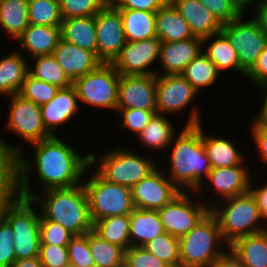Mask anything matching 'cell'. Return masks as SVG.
<instances>
[{
    "mask_svg": "<svg viewBox=\"0 0 267 267\" xmlns=\"http://www.w3.org/2000/svg\"><path fill=\"white\" fill-rule=\"evenodd\" d=\"M21 154L17 155L6 167L8 187L18 196L32 199L41 205V215L46 220L60 223L74 236L85 235L93 230L89 212V202L85 187L78 184L69 188L45 190L44 197L29 190L28 165ZM41 196V197H40Z\"/></svg>",
    "mask_w": 267,
    "mask_h": 267,
    "instance_id": "cell-1",
    "label": "cell"
},
{
    "mask_svg": "<svg viewBox=\"0 0 267 267\" xmlns=\"http://www.w3.org/2000/svg\"><path fill=\"white\" fill-rule=\"evenodd\" d=\"M37 175L47 189L69 188L80 184V177L95 163L93 154L80 156L72 147L53 135L32 143Z\"/></svg>",
    "mask_w": 267,
    "mask_h": 267,
    "instance_id": "cell-2",
    "label": "cell"
},
{
    "mask_svg": "<svg viewBox=\"0 0 267 267\" xmlns=\"http://www.w3.org/2000/svg\"><path fill=\"white\" fill-rule=\"evenodd\" d=\"M197 109L192 110L188 123L182 130L171 155V173L168 177L179 188L180 184L200 191L202 177L209 175L212 166L202 141V127Z\"/></svg>",
    "mask_w": 267,
    "mask_h": 267,
    "instance_id": "cell-3",
    "label": "cell"
},
{
    "mask_svg": "<svg viewBox=\"0 0 267 267\" xmlns=\"http://www.w3.org/2000/svg\"><path fill=\"white\" fill-rule=\"evenodd\" d=\"M32 199L16 195L9 187L0 196V215L14 233L16 260L39 256L40 215L32 209Z\"/></svg>",
    "mask_w": 267,
    "mask_h": 267,
    "instance_id": "cell-4",
    "label": "cell"
},
{
    "mask_svg": "<svg viewBox=\"0 0 267 267\" xmlns=\"http://www.w3.org/2000/svg\"><path fill=\"white\" fill-rule=\"evenodd\" d=\"M225 200L227 204L225 209L214 207L210 208V212L215 216L222 242L225 241L227 246L236 239L267 230L257 225L263 218L257 200L251 191Z\"/></svg>",
    "mask_w": 267,
    "mask_h": 267,
    "instance_id": "cell-5",
    "label": "cell"
},
{
    "mask_svg": "<svg viewBox=\"0 0 267 267\" xmlns=\"http://www.w3.org/2000/svg\"><path fill=\"white\" fill-rule=\"evenodd\" d=\"M221 239L218 222L209 211L192 230L179 238L180 267H211L224 252L216 247Z\"/></svg>",
    "mask_w": 267,
    "mask_h": 267,
    "instance_id": "cell-6",
    "label": "cell"
},
{
    "mask_svg": "<svg viewBox=\"0 0 267 267\" xmlns=\"http://www.w3.org/2000/svg\"><path fill=\"white\" fill-rule=\"evenodd\" d=\"M83 185L92 223L110 216L131 214L135 209L131 189L105 180L98 172Z\"/></svg>",
    "mask_w": 267,
    "mask_h": 267,
    "instance_id": "cell-7",
    "label": "cell"
},
{
    "mask_svg": "<svg viewBox=\"0 0 267 267\" xmlns=\"http://www.w3.org/2000/svg\"><path fill=\"white\" fill-rule=\"evenodd\" d=\"M120 77L111 63H102L73 81L78 100L99 108L117 109Z\"/></svg>",
    "mask_w": 267,
    "mask_h": 267,
    "instance_id": "cell-8",
    "label": "cell"
},
{
    "mask_svg": "<svg viewBox=\"0 0 267 267\" xmlns=\"http://www.w3.org/2000/svg\"><path fill=\"white\" fill-rule=\"evenodd\" d=\"M99 162L97 172L105 180L130 189L156 169L150 159L124 149L105 154Z\"/></svg>",
    "mask_w": 267,
    "mask_h": 267,
    "instance_id": "cell-9",
    "label": "cell"
},
{
    "mask_svg": "<svg viewBox=\"0 0 267 267\" xmlns=\"http://www.w3.org/2000/svg\"><path fill=\"white\" fill-rule=\"evenodd\" d=\"M241 19L242 16L224 24L221 32L237 51L240 69L247 74L267 47V35L255 18L247 22Z\"/></svg>",
    "mask_w": 267,
    "mask_h": 267,
    "instance_id": "cell-10",
    "label": "cell"
},
{
    "mask_svg": "<svg viewBox=\"0 0 267 267\" xmlns=\"http://www.w3.org/2000/svg\"><path fill=\"white\" fill-rule=\"evenodd\" d=\"M188 194L181 191L163 208L157 210L165 232L182 237L192 230L198 222L210 211L207 205L192 203Z\"/></svg>",
    "mask_w": 267,
    "mask_h": 267,
    "instance_id": "cell-11",
    "label": "cell"
},
{
    "mask_svg": "<svg viewBox=\"0 0 267 267\" xmlns=\"http://www.w3.org/2000/svg\"><path fill=\"white\" fill-rule=\"evenodd\" d=\"M98 57L111 63L126 44L120 11L109 1L96 15Z\"/></svg>",
    "mask_w": 267,
    "mask_h": 267,
    "instance_id": "cell-12",
    "label": "cell"
},
{
    "mask_svg": "<svg viewBox=\"0 0 267 267\" xmlns=\"http://www.w3.org/2000/svg\"><path fill=\"white\" fill-rule=\"evenodd\" d=\"M11 97L7 128L22 136L29 143L50 138L52 135L44 127L40 105L19 94Z\"/></svg>",
    "mask_w": 267,
    "mask_h": 267,
    "instance_id": "cell-13",
    "label": "cell"
},
{
    "mask_svg": "<svg viewBox=\"0 0 267 267\" xmlns=\"http://www.w3.org/2000/svg\"><path fill=\"white\" fill-rule=\"evenodd\" d=\"M157 111L156 75H121L117 110Z\"/></svg>",
    "mask_w": 267,
    "mask_h": 267,
    "instance_id": "cell-14",
    "label": "cell"
},
{
    "mask_svg": "<svg viewBox=\"0 0 267 267\" xmlns=\"http://www.w3.org/2000/svg\"><path fill=\"white\" fill-rule=\"evenodd\" d=\"M161 41L156 38L127 41L111 62L120 75H156L147 67L159 58Z\"/></svg>",
    "mask_w": 267,
    "mask_h": 267,
    "instance_id": "cell-15",
    "label": "cell"
},
{
    "mask_svg": "<svg viewBox=\"0 0 267 267\" xmlns=\"http://www.w3.org/2000/svg\"><path fill=\"white\" fill-rule=\"evenodd\" d=\"M180 192L158 168L131 188L133 203L137 209L159 210Z\"/></svg>",
    "mask_w": 267,
    "mask_h": 267,
    "instance_id": "cell-16",
    "label": "cell"
},
{
    "mask_svg": "<svg viewBox=\"0 0 267 267\" xmlns=\"http://www.w3.org/2000/svg\"><path fill=\"white\" fill-rule=\"evenodd\" d=\"M197 90L181 75L156 74L157 113L176 112L192 101Z\"/></svg>",
    "mask_w": 267,
    "mask_h": 267,
    "instance_id": "cell-17",
    "label": "cell"
},
{
    "mask_svg": "<svg viewBox=\"0 0 267 267\" xmlns=\"http://www.w3.org/2000/svg\"><path fill=\"white\" fill-rule=\"evenodd\" d=\"M52 55L72 81L92 72L104 63L96 53L63 39H60Z\"/></svg>",
    "mask_w": 267,
    "mask_h": 267,
    "instance_id": "cell-18",
    "label": "cell"
},
{
    "mask_svg": "<svg viewBox=\"0 0 267 267\" xmlns=\"http://www.w3.org/2000/svg\"><path fill=\"white\" fill-rule=\"evenodd\" d=\"M175 9L188 23L194 36L200 37L204 42L222 31V24L198 0H170Z\"/></svg>",
    "mask_w": 267,
    "mask_h": 267,
    "instance_id": "cell-19",
    "label": "cell"
},
{
    "mask_svg": "<svg viewBox=\"0 0 267 267\" xmlns=\"http://www.w3.org/2000/svg\"><path fill=\"white\" fill-rule=\"evenodd\" d=\"M203 40L200 37L175 42H161L159 59L165 73L182 74L186 66L202 52Z\"/></svg>",
    "mask_w": 267,
    "mask_h": 267,
    "instance_id": "cell-20",
    "label": "cell"
},
{
    "mask_svg": "<svg viewBox=\"0 0 267 267\" xmlns=\"http://www.w3.org/2000/svg\"><path fill=\"white\" fill-rule=\"evenodd\" d=\"M78 96L75 87L60 88L56 96L40 106L42 121L46 130L53 136L56 126L73 117L78 109Z\"/></svg>",
    "mask_w": 267,
    "mask_h": 267,
    "instance_id": "cell-21",
    "label": "cell"
},
{
    "mask_svg": "<svg viewBox=\"0 0 267 267\" xmlns=\"http://www.w3.org/2000/svg\"><path fill=\"white\" fill-rule=\"evenodd\" d=\"M208 178L215 191L225 199L245 194L251 189L247 168L242 164L212 168Z\"/></svg>",
    "mask_w": 267,
    "mask_h": 267,
    "instance_id": "cell-22",
    "label": "cell"
},
{
    "mask_svg": "<svg viewBox=\"0 0 267 267\" xmlns=\"http://www.w3.org/2000/svg\"><path fill=\"white\" fill-rule=\"evenodd\" d=\"M155 25L157 38L161 42L182 41L195 37L188 23L169 1L156 11Z\"/></svg>",
    "mask_w": 267,
    "mask_h": 267,
    "instance_id": "cell-23",
    "label": "cell"
},
{
    "mask_svg": "<svg viewBox=\"0 0 267 267\" xmlns=\"http://www.w3.org/2000/svg\"><path fill=\"white\" fill-rule=\"evenodd\" d=\"M61 39L60 26H42L29 24L17 39L21 48L30 52L31 57L51 55Z\"/></svg>",
    "mask_w": 267,
    "mask_h": 267,
    "instance_id": "cell-24",
    "label": "cell"
},
{
    "mask_svg": "<svg viewBox=\"0 0 267 267\" xmlns=\"http://www.w3.org/2000/svg\"><path fill=\"white\" fill-rule=\"evenodd\" d=\"M61 39L98 55L95 16L63 19Z\"/></svg>",
    "mask_w": 267,
    "mask_h": 267,
    "instance_id": "cell-25",
    "label": "cell"
},
{
    "mask_svg": "<svg viewBox=\"0 0 267 267\" xmlns=\"http://www.w3.org/2000/svg\"><path fill=\"white\" fill-rule=\"evenodd\" d=\"M164 232L157 210L135 208L130 214L131 246H143Z\"/></svg>",
    "mask_w": 267,
    "mask_h": 267,
    "instance_id": "cell-26",
    "label": "cell"
},
{
    "mask_svg": "<svg viewBox=\"0 0 267 267\" xmlns=\"http://www.w3.org/2000/svg\"><path fill=\"white\" fill-rule=\"evenodd\" d=\"M228 248L245 267H267V230L236 239Z\"/></svg>",
    "mask_w": 267,
    "mask_h": 267,
    "instance_id": "cell-27",
    "label": "cell"
},
{
    "mask_svg": "<svg viewBox=\"0 0 267 267\" xmlns=\"http://www.w3.org/2000/svg\"><path fill=\"white\" fill-rule=\"evenodd\" d=\"M121 14L126 41L156 38L155 14L143 10L118 9Z\"/></svg>",
    "mask_w": 267,
    "mask_h": 267,
    "instance_id": "cell-28",
    "label": "cell"
},
{
    "mask_svg": "<svg viewBox=\"0 0 267 267\" xmlns=\"http://www.w3.org/2000/svg\"><path fill=\"white\" fill-rule=\"evenodd\" d=\"M26 59L16 52L0 60V94H18L29 73Z\"/></svg>",
    "mask_w": 267,
    "mask_h": 267,
    "instance_id": "cell-29",
    "label": "cell"
},
{
    "mask_svg": "<svg viewBox=\"0 0 267 267\" xmlns=\"http://www.w3.org/2000/svg\"><path fill=\"white\" fill-rule=\"evenodd\" d=\"M93 231L102 239L127 250L130 241V214L103 218L93 223Z\"/></svg>",
    "mask_w": 267,
    "mask_h": 267,
    "instance_id": "cell-30",
    "label": "cell"
},
{
    "mask_svg": "<svg viewBox=\"0 0 267 267\" xmlns=\"http://www.w3.org/2000/svg\"><path fill=\"white\" fill-rule=\"evenodd\" d=\"M29 0H3L0 3V25L17 40L29 26Z\"/></svg>",
    "mask_w": 267,
    "mask_h": 267,
    "instance_id": "cell-31",
    "label": "cell"
},
{
    "mask_svg": "<svg viewBox=\"0 0 267 267\" xmlns=\"http://www.w3.org/2000/svg\"><path fill=\"white\" fill-rule=\"evenodd\" d=\"M202 141L212 168L243 164L244 156L241 155L230 140L212 136L206 137L202 130Z\"/></svg>",
    "mask_w": 267,
    "mask_h": 267,
    "instance_id": "cell-32",
    "label": "cell"
},
{
    "mask_svg": "<svg viewBox=\"0 0 267 267\" xmlns=\"http://www.w3.org/2000/svg\"><path fill=\"white\" fill-rule=\"evenodd\" d=\"M89 249L95 267H119L124 264L125 250L89 231Z\"/></svg>",
    "mask_w": 267,
    "mask_h": 267,
    "instance_id": "cell-33",
    "label": "cell"
},
{
    "mask_svg": "<svg viewBox=\"0 0 267 267\" xmlns=\"http://www.w3.org/2000/svg\"><path fill=\"white\" fill-rule=\"evenodd\" d=\"M216 65L201 52L181 74L198 92L201 87L212 85L218 77Z\"/></svg>",
    "mask_w": 267,
    "mask_h": 267,
    "instance_id": "cell-34",
    "label": "cell"
},
{
    "mask_svg": "<svg viewBox=\"0 0 267 267\" xmlns=\"http://www.w3.org/2000/svg\"><path fill=\"white\" fill-rule=\"evenodd\" d=\"M217 37L208 47L205 54L216 65L218 71L226 69H236L240 73L246 75L241 69L239 64V57L237 51L231 46L228 38L222 33H217Z\"/></svg>",
    "mask_w": 267,
    "mask_h": 267,
    "instance_id": "cell-35",
    "label": "cell"
},
{
    "mask_svg": "<svg viewBox=\"0 0 267 267\" xmlns=\"http://www.w3.org/2000/svg\"><path fill=\"white\" fill-rule=\"evenodd\" d=\"M36 59L34 70L29 69V74L59 88H67L73 85V81L61 68L55 57L51 55H40L33 57Z\"/></svg>",
    "mask_w": 267,
    "mask_h": 267,
    "instance_id": "cell-36",
    "label": "cell"
},
{
    "mask_svg": "<svg viewBox=\"0 0 267 267\" xmlns=\"http://www.w3.org/2000/svg\"><path fill=\"white\" fill-rule=\"evenodd\" d=\"M170 120L156 113L149 120L148 125L139 134V138L142 143L146 144L148 147L152 148H164L172 142L174 138L173 127Z\"/></svg>",
    "mask_w": 267,
    "mask_h": 267,
    "instance_id": "cell-37",
    "label": "cell"
},
{
    "mask_svg": "<svg viewBox=\"0 0 267 267\" xmlns=\"http://www.w3.org/2000/svg\"><path fill=\"white\" fill-rule=\"evenodd\" d=\"M143 247L170 267H180V241L178 237L164 232L148 241Z\"/></svg>",
    "mask_w": 267,
    "mask_h": 267,
    "instance_id": "cell-38",
    "label": "cell"
},
{
    "mask_svg": "<svg viewBox=\"0 0 267 267\" xmlns=\"http://www.w3.org/2000/svg\"><path fill=\"white\" fill-rule=\"evenodd\" d=\"M29 23L42 26H61L60 4L50 0H29Z\"/></svg>",
    "mask_w": 267,
    "mask_h": 267,
    "instance_id": "cell-39",
    "label": "cell"
},
{
    "mask_svg": "<svg viewBox=\"0 0 267 267\" xmlns=\"http://www.w3.org/2000/svg\"><path fill=\"white\" fill-rule=\"evenodd\" d=\"M59 90L58 86L39 80L28 73L18 94L41 106L50 102Z\"/></svg>",
    "mask_w": 267,
    "mask_h": 267,
    "instance_id": "cell-40",
    "label": "cell"
},
{
    "mask_svg": "<svg viewBox=\"0 0 267 267\" xmlns=\"http://www.w3.org/2000/svg\"><path fill=\"white\" fill-rule=\"evenodd\" d=\"M110 0H62V19L95 16Z\"/></svg>",
    "mask_w": 267,
    "mask_h": 267,
    "instance_id": "cell-41",
    "label": "cell"
},
{
    "mask_svg": "<svg viewBox=\"0 0 267 267\" xmlns=\"http://www.w3.org/2000/svg\"><path fill=\"white\" fill-rule=\"evenodd\" d=\"M73 237L60 223L46 220L40 214V244L68 246Z\"/></svg>",
    "mask_w": 267,
    "mask_h": 267,
    "instance_id": "cell-42",
    "label": "cell"
},
{
    "mask_svg": "<svg viewBox=\"0 0 267 267\" xmlns=\"http://www.w3.org/2000/svg\"><path fill=\"white\" fill-rule=\"evenodd\" d=\"M68 255L71 265L77 267H95L93 256L89 249V232L74 236L68 244Z\"/></svg>",
    "mask_w": 267,
    "mask_h": 267,
    "instance_id": "cell-43",
    "label": "cell"
},
{
    "mask_svg": "<svg viewBox=\"0 0 267 267\" xmlns=\"http://www.w3.org/2000/svg\"><path fill=\"white\" fill-rule=\"evenodd\" d=\"M220 21L227 24L243 16L244 12L234 0H198Z\"/></svg>",
    "mask_w": 267,
    "mask_h": 267,
    "instance_id": "cell-44",
    "label": "cell"
},
{
    "mask_svg": "<svg viewBox=\"0 0 267 267\" xmlns=\"http://www.w3.org/2000/svg\"><path fill=\"white\" fill-rule=\"evenodd\" d=\"M124 263L128 267H170L143 246H131L125 250Z\"/></svg>",
    "mask_w": 267,
    "mask_h": 267,
    "instance_id": "cell-45",
    "label": "cell"
},
{
    "mask_svg": "<svg viewBox=\"0 0 267 267\" xmlns=\"http://www.w3.org/2000/svg\"><path fill=\"white\" fill-rule=\"evenodd\" d=\"M15 260L14 233L10 224L0 215V267H10Z\"/></svg>",
    "mask_w": 267,
    "mask_h": 267,
    "instance_id": "cell-46",
    "label": "cell"
},
{
    "mask_svg": "<svg viewBox=\"0 0 267 267\" xmlns=\"http://www.w3.org/2000/svg\"><path fill=\"white\" fill-rule=\"evenodd\" d=\"M67 247L40 244L39 257L43 267H67L70 264Z\"/></svg>",
    "mask_w": 267,
    "mask_h": 267,
    "instance_id": "cell-47",
    "label": "cell"
},
{
    "mask_svg": "<svg viewBox=\"0 0 267 267\" xmlns=\"http://www.w3.org/2000/svg\"><path fill=\"white\" fill-rule=\"evenodd\" d=\"M119 115H122L123 120L120 124L122 127L129 128L134 133L139 135L142 130L148 125L149 120L157 111H147L141 109H125L117 110Z\"/></svg>",
    "mask_w": 267,
    "mask_h": 267,
    "instance_id": "cell-48",
    "label": "cell"
},
{
    "mask_svg": "<svg viewBox=\"0 0 267 267\" xmlns=\"http://www.w3.org/2000/svg\"><path fill=\"white\" fill-rule=\"evenodd\" d=\"M117 9L143 10L156 12L163 7L168 0H110Z\"/></svg>",
    "mask_w": 267,
    "mask_h": 267,
    "instance_id": "cell-49",
    "label": "cell"
},
{
    "mask_svg": "<svg viewBox=\"0 0 267 267\" xmlns=\"http://www.w3.org/2000/svg\"><path fill=\"white\" fill-rule=\"evenodd\" d=\"M257 85L267 84V47L258 56L253 68L245 75Z\"/></svg>",
    "mask_w": 267,
    "mask_h": 267,
    "instance_id": "cell-50",
    "label": "cell"
},
{
    "mask_svg": "<svg viewBox=\"0 0 267 267\" xmlns=\"http://www.w3.org/2000/svg\"><path fill=\"white\" fill-rule=\"evenodd\" d=\"M251 129L259 154L267 162V127L255 121Z\"/></svg>",
    "mask_w": 267,
    "mask_h": 267,
    "instance_id": "cell-51",
    "label": "cell"
},
{
    "mask_svg": "<svg viewBox=\"0 0 267 267\" xmlns=\"http://www.w3.org/2000/svg\"><path fill=\"white\" fill-rule=\"evenodd\" d=\"M17 147H11L0 138V167H6L17 155L22 154Z\"/></svg>",
    "mask_w": 267,
    "mask_h": 267,
    "instance_id": "cell-52",
    "label": "cell"
},
{
    "mask_svg": "<svg viewBox=\"0 0 267 267\" xmlns=\"http://www.w3.org/2000/svg\"><path fill=\"white\" fill-rule=\"evenodd\" d=\"M223 252L211 267H245L241 260L235 255V253Z\"/></svg>",
    "mask_w": 267,
    "mask_h": 267,
    "instance_id": "cell-53",
    "label": "cell"
},
{
    "mask_svg": "<svg viewBox=\"0 0 267 267\" xmlns=\"http://www.w3.org/2000/svg\"><path fill=\"white\" fill-rule=\"evenodd\" d=\"M250 191L252 192V194L255 196L256 200H257V204L259 206V210L261 213V217L263 219H267V185H265L264 187H259V188H252L251 185V189Z\"/></svg>",
    "mask_w": 267,
    "mask_h": 267,
    "instance_id": "cell-54",
    "label": "cell"
},
{
    "mask_svg": "<svg viewBox=\"0 0 267 267\" xmlns=\"http://www.w3.org/2000/svg\"><path fill=\"white\" fill-rule=\"evenodd\" d=\"M260 25V28L267 35V0L258 4L257 12L254 17Z\"/></svg>",
    "mask_w": 267,
    "mask_h": 267,
    "instance_id": "cell-55",
    "label": "cell"
},
{
    "mask_svg": "<svg viewBox=\"0 0 267 267\" xmlns=\"http://www.w3.org/2000/svg\"><path fill=\"white\" fill-rule=\"evenodd\" d=\"M10 267H43L40 257L15 260Z\"/></svg>",
    "mask_w": 267,
    "mask_h": 267,
    "instance_id": "cell-56",
    "label": "cell"
},
{
    "mask_svg": "<svg viewBox=\"0 0 267 267\" xmlns=\"http://www.w3.org/2000/svg\"><path fill=\"white\" fill-rule=\"evenodd\" d=\"M261 87H264V89L266 90V95L262 109L260 110V114L258 115V118L255 119V121L267 127V84H263L261 85Z\"/></svg>",
    "mask_w": 267,
    "mask_h": 267,
    "instance_id": "cell-57",
    "label": "cell"
},
{
    "mask_svg": "<svg viewBox=\"0 0 267 267\" xmlns=\"http://www.w3.org/2000/svg\"><path fill=\"white\" fill-rule=\"evenodd\" d=\"M8 188V169L7 167H0V196Z\"/></svg>",
    "mask_w": 267,
    "mask_h": 267,
    "instance_id": "cell-58",
    "label": "cell"
},
{
    "mask_svg": "<svg viewBox=\"0 0 267 267\" xmlns=\"http://www.w3.org/2000/svg\"><path fill=\"white\" fill-rule=\"evenodd\" d=\"M237 5L242 9V11L244 12L245 7L247 6V4H250L252 1L254 0H234ZM266 1V0H263Z\"/></svg>",
    "mask_w": 267,
    "mask_h": 267,
    "instance_id": "cell-59",
    "label": "cell"
},
{
    "mask_svg": "<svg viewBox=\"0 0 267 267\" xmlns=\"http://www.w3.org/2000/svg\"><path fill=\"white\" fill-rule=\"evenodd\" d=\"M50 1H53V2H56V3H59L62 1V0H50Z\"/></svg>",
    "mask_w": 267,
    "mask_h": 267,
    "instance_id": "cell-60",
    "label": "cell"
},
{
    "mask_svg": "<svg viewBox=\"0 0 267 267\" xmlns=\"http://www.w3.org/2000/svg\"><path fill=\"white\" fill-rule=\"evenodd\" d=\"M119 267H128V266L124 263V264H122V265L119 266Z\"/></svg>",
    "mask_w": 267,
    "mask_h": 267,
    "instance_id": "cell-61",
    "label": "cell"
},
{
    "mask_svg": "<svg viewBox=\"0 0 267 267\" xmlns=\"http://www.w3.org/2000/svg\"><path fill=\"white\" fill-rule=\"evenodd\" d=\"M67 267H77V266H74V265L69 264Z\"/></svg>",
    "mask_w": 267,
    "mask_h": 267,
    "instance_id": "cell-62",
    "label": "cell"
}]
</instances>
